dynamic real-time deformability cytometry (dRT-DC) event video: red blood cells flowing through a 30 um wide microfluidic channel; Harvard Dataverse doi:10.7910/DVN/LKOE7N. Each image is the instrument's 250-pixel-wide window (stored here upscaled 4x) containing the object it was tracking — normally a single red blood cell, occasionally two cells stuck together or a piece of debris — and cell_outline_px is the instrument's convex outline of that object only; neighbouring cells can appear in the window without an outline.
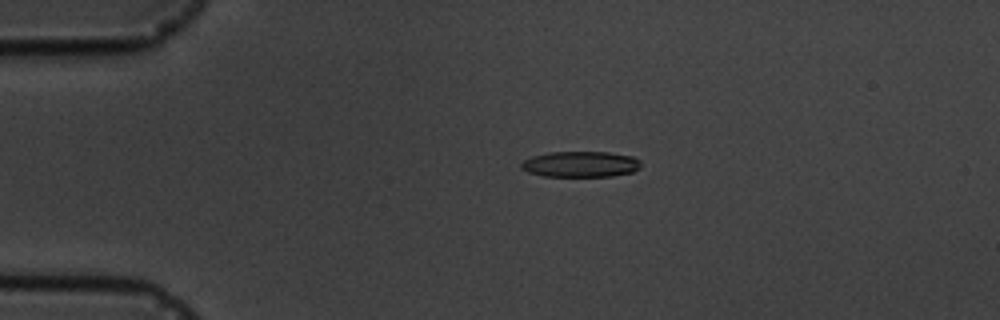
{"species": "common noctule bat (a hibernating species)", "species_latin": "Nyctalus noctula", "temperature_condition": "cold", "stored_images_in_passage": 5, "camera_frame_rate_fps": 3000, "um_per_image_px": 0.085, "animal": {"sex": "male", "body_mass_g": 19.5, "forearm_length_mm": 54.6}, "frame": {"image": 1, "passage_image": 4, "time_ms": 3.333, "image_size_px": [1000, 320], "cell_outline_px": [[640, 168], [632, 172], [612, 176], [544, 176], [528, 172], [520, 168], [520, 164], [524, 160], [532, 156], [548, 152], [608, 152], [632, 156], [640, 160]], "centroid_in_image_um": [49.34, 13.95], "position_along_channel_um": 35.7, "area_um2": 18.03}}